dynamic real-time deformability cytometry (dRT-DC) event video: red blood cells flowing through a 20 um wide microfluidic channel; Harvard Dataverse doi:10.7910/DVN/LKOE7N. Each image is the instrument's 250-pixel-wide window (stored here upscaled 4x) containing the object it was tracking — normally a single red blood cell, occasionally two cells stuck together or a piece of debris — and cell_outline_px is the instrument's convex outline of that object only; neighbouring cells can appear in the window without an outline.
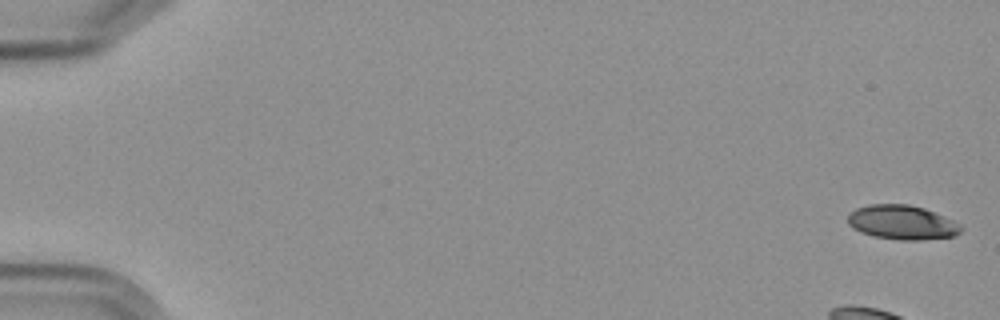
{"species": "Egyptian fruit bat (a non-hibernating species)", "species_latin": "Rousettus aegyptiacus", "temperature_condition": "cold", "stored_images_in_passage": 7, "camera_frame_rate_fps": 3000, "um_per_image_px": 0.085, "frame": {"image": 1, "passage_image": 1, "time_ms": 0.0, "image_size_px": [1000, 320], "cell_outline_px": [[964, 228], [960, 232], [952, 236], [920, 240], [900, 240], [872, 236], [860, 232], [852, 228], [848, 224], [848, 212], [856, 208], [868, 204], [908, 204], [924, 208], [944, 216], [960, 224]], "centroid_in_image_um": [76.64, 18.9], "position_along_channel_um": 8.4, "area_um2": 22.77}}